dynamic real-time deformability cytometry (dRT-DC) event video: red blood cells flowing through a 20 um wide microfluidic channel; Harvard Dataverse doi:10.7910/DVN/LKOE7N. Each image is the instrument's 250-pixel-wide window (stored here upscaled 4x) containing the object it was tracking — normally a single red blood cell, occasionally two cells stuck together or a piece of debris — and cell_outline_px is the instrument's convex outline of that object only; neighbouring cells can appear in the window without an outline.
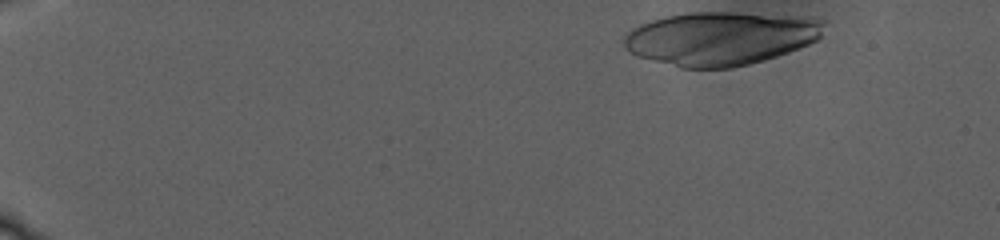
{"species": "human", "species_latin": "Homo sapiens", "temperature_condition": "warm", "stored_images_in_passage": 19, "camera_frame_rate_fps": 3000, "um_per_image_px": 0.085, "donor": {"sex": "male"}, "frame": {"image": 1, "passage_image": 1, "time_ms": 0.0, "image_size_px": [1000, 240], "cell_outline_px": [[824, 24], [820, 36], [816, 40], [808, 44], [788, 52], [764, 60], [732, 68], [680, 68], [636, 56], [628, 52], [624, 48], [624, 36], [632, 28], [640, 24], [664, 16], [688, 12], [736, 12], [816, 16], [824, 20]], "centroid_in_image_um": [61.25, 3.24], "position_along_channel_um": 23.8, "area_um2": 63.12}}
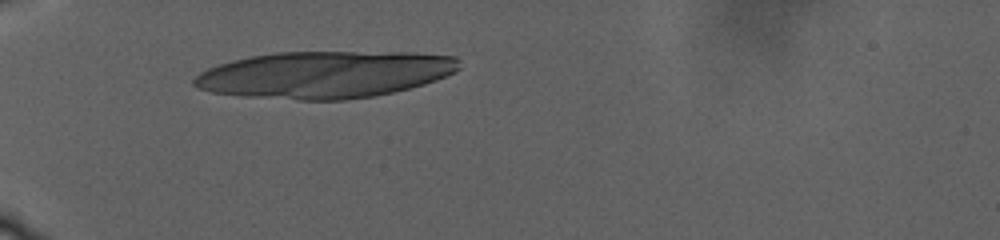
{"frame": {"image": 2, "passage_image": 10, "time_ms": 7.333, "image_size_px": [1000, 240], "cell_outline_px": [[460, 68], [456, 72], [436, 80], [424, 84], [392, 92], [372, 96], [344, 100], [300, 100], [244, 96], [212, 92], [196, 88], [192, 84], [192, 80], [200, 72], [208, 68], [232, 60], [252, 56], [276, 52], [416, 52], [456, 56], [460, 60]], "centroid_in_image_um": [27.63, 6.33], "position_along_channel_um": 57.4, "area_um2": 72.77}}
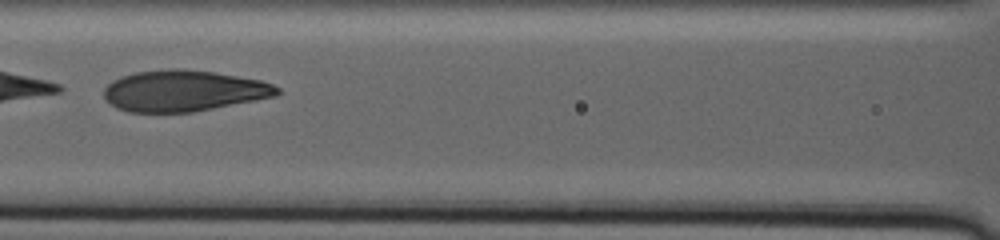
{"frame": {"image": 3, "passage_image": 18, "time_ms": 13.333, "image_size_px": [1000, 240], "cell_outline_px": [[280, 92], [276, 96], [256, 100], [192, 112], [128, 112], [116, 108], [104, 100], [104, 88], [112, 80], [120, 76], [136, 72], [168, 68], [180, 68], [212, 72], [260, 80], [272, 84], [280, 88]], "centroid_in_image_um": [15.56, 7.72], "position_along_channel_um": 151.0, "area_um2": 41.62}}